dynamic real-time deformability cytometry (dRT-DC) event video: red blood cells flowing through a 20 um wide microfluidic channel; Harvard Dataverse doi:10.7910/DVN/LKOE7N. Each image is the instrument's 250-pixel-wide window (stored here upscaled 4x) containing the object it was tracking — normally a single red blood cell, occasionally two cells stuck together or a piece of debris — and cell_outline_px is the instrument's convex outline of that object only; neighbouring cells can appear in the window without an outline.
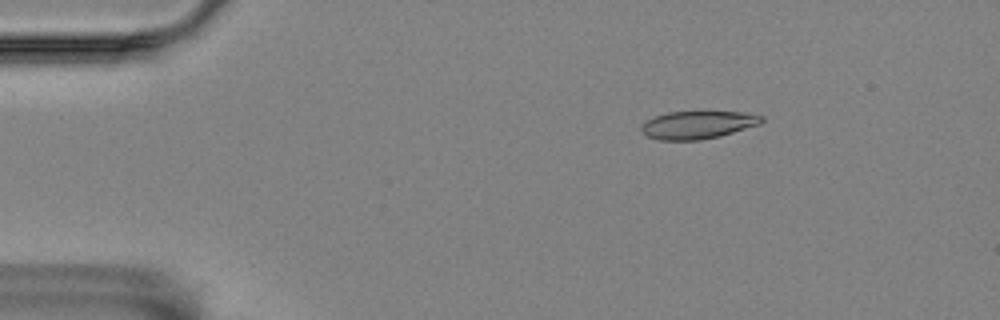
{"species": "Egyptian fruit bat (a non-hibernating species)", "species_latin": "Rousettus aegyptiacus", "temperature_condition": "room temperature", "stored_images_in_passage": 3, "camera_frame_rate_fps": 3000, "um_per_image_px": 0.085, "animal": {"sex": "female"}, "frame": {"image": 1, "passage_image": 2, "time_ms": 0.333, "image_size_px": [1000, 320], "cell_outline_px": [[764, 120], [760, 124], [720, 136], [700, 140], [656, 140], [648, 136], [640, 128], [640, 124], [656, 116], [668, 112], [740, 112], [764, 116]], "centroid_in_image_um": [59.31, 10.62], "position_along_channel_um": 25.7, "area_um2": 19.36}}